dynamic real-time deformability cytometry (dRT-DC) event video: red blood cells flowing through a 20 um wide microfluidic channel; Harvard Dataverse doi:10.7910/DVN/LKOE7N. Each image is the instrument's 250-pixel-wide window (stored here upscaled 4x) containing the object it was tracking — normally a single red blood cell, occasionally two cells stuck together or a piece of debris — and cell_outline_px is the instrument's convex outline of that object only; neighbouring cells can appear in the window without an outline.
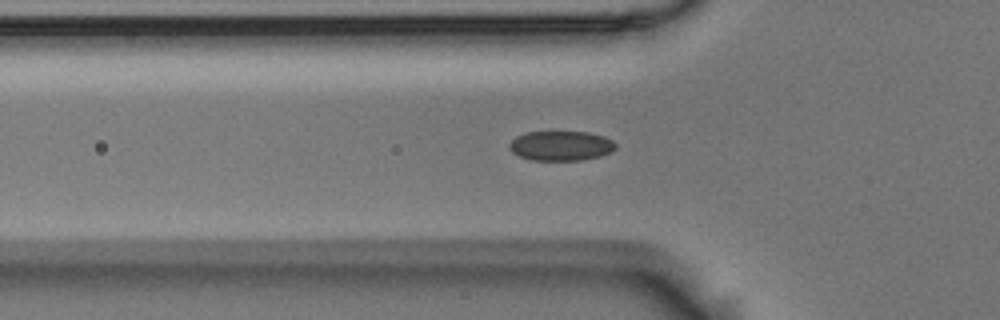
{"species": "Egyptian fruit bat (a non-hibernating species)", "species_latin": "Rousettus aegyptiacus", "temperature_condition": "room temperature", "stored_images_in_passage": 54, "camera_frame_rate_fps": 3000, "um_per_image_px": 0.085, "animal": {"sex": "male"}, "frame": {"image": 1, "passage_image": 17, "time_ms": 5.333, "image_size_px": [1000, 320], "cell_outline_px": [[616, 148], [600, 156], [580, 160], [532, 160], [520, 156], [512, 152], [508, 148], [508, 144], [516, 136], [524, 132], [588, 132], [604, 136], [612, 140], [616, 144]], "centroid_in_image_um": [47.65, 12.38], "position_along_channel_um": 78.2, "area_um2": 18.38}}
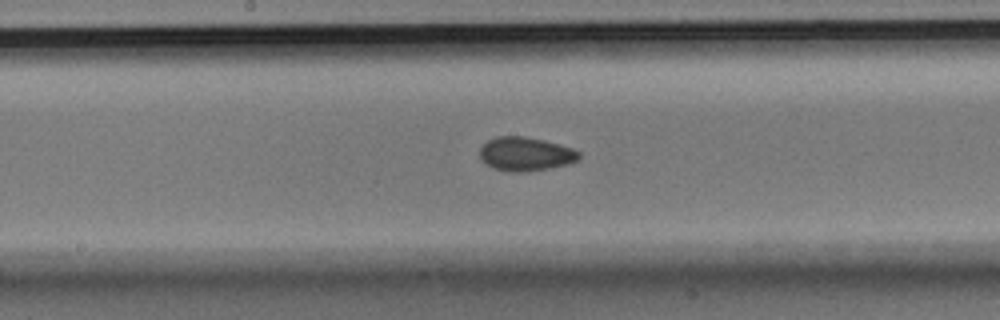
{"frame": {"image": 2, "passage_image": 27, "time_ms": 8.667, "image_size_px": [1000, 320], "cell_outline_px": [[580, 156], [576, 160], [568, 164], [528, 172], [508, 172], [492, 168], [484, 164], [480, 160], [480, 148], [488, 140], [496, 136], [524, 136], [544, 140], [560, 144], [572, 148], [580, 152]], "centroid_in_image_um": [44.63, 13.09], "position_along_channel_um": 203.6, "area_um2": 19.77}}
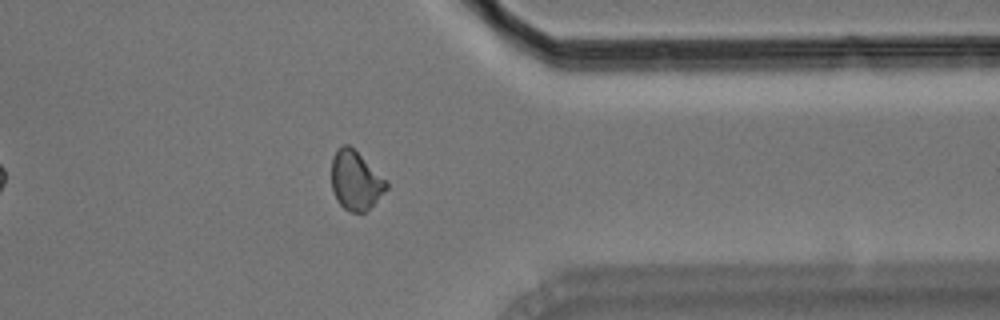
{"frame": {"image": 3, "passage_image": 42, "time_ms": 13.667, "image_size_px": [1000, 320], "cell_outline_px": [[388, 188], [364, 212], [352, 212], [344, 208], [336, 200], [332, 188], [332, 156], [336, 148], [344, 144], [348, 144], [388, 180]], "centroid_in_image_um": [30.22, 15.31], "position_along_channel_um": 381.2, "area_um2": 18.79}, "authors_computed_cell_mechanics": {"area_um2": 18.785, "velocity_mm_per_s": 3.7323, "shape_relaxation_time_tau1_ms": 3.3151, "shape_relaxation_time_tau2_ms": 1.9875, "deformation_change_tau1": 0.0738, "deformation_change_tau2": 0.0542}}